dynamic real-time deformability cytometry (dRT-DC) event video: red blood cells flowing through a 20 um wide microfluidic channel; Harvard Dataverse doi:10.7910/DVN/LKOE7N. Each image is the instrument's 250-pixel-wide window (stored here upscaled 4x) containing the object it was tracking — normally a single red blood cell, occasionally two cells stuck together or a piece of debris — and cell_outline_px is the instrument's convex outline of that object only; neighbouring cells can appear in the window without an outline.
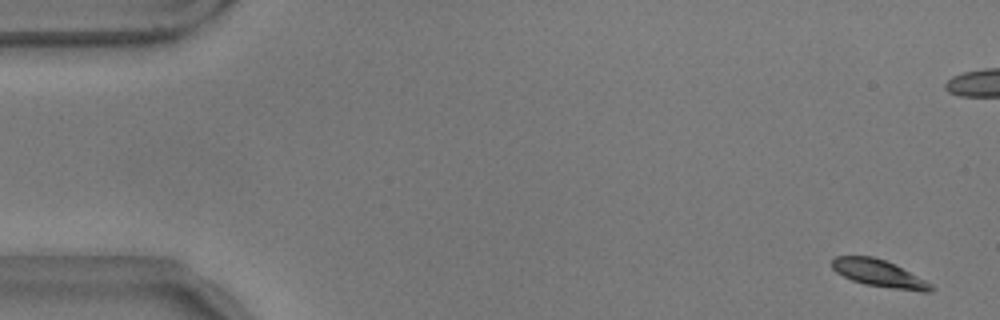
{"species": "common noctule bat (a hibernating species)", "species_latin": "Nyctalus noctula", "temperature_condition": "warm", "stored_images_in_passage": 23, "camera_frame_rate_fps": 3000, "um_per_image_px": 0.085, "animal": {"sex": "male", "body_mass_g": 17.9}, "frame": {"image": 1, "passage_image": 3, "time_ms": 0.667, "image_size_px": [1000, 320], "cell_outline_px": [[936, 288], [932, 292], [920, 292], [864, 284], [852, 280], [836, 272], [832, 268], [832, 260], [836, 256], [872, 256], [896, 264], [932, 284]], "centroid_in_image_um": [74.76, 23.25], "position_along_channel_um": 10.2, "area_um2": 15.72}}
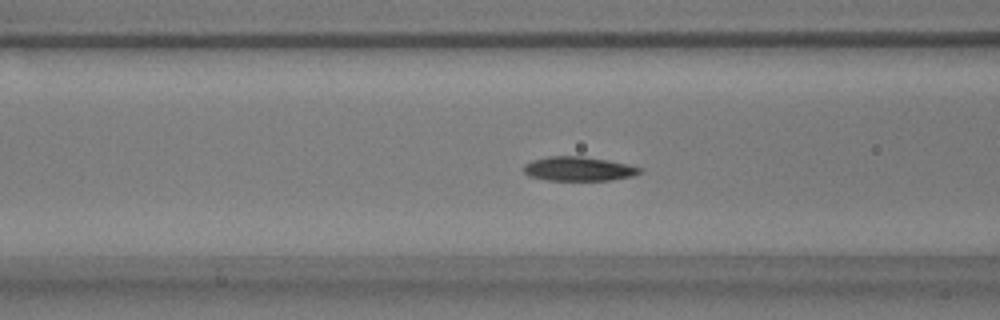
{"frame": {"image": 2, "passage_image": 22, "time_ms": 7.0, "image_size_px": [1000, 320], "cell_outline_px": [[644, 172], [632, 176], [612, 180], [544, 180], [528, 176], [524, 172], [524, 164], [532, 160], [548, 156], [584, 156], [608, 160], [628, 164], [644, 168]], "centroid_in_image_um": [49.21, 14.35], "position_along_channel_um": 117.4, "area_um2": 16.65}}